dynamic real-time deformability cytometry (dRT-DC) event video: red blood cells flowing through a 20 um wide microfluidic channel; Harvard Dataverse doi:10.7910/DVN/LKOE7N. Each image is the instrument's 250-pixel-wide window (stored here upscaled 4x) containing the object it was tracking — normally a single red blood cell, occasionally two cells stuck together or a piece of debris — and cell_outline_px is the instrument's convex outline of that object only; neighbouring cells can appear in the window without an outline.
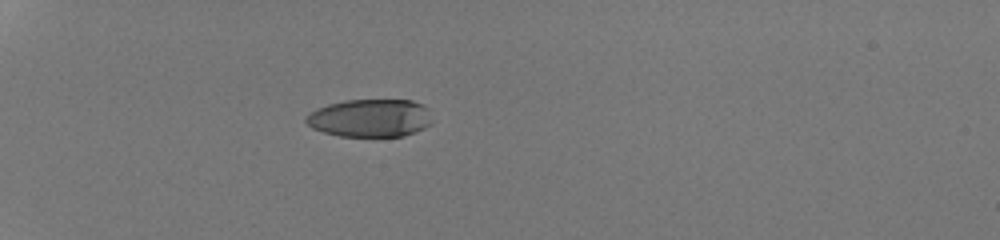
{"species": "human", "species_latin": "Homo sapiens", "temperature_condition": "room temperature", "stored_images_in_passage": 34, "camera_frame_rate_fps": 3000, "um_per_image_px": 0.085, "donor": {"sex": "male"}, "frame": {"image": 1, "passage_image": 1, "time_ms": 0.0, "image_size_px": [1000, 240], "cell_outline_px": [[432, 124], [416, 132], [404, 136], [340, 136], [324, 132], [312, 128], [304, 120], [304, 116], [308, 112], [316, 108], [328, 104], [344, 100], [412, 100], [424, 104], [428, 108], [432, 120]], "centroid_in_image_um": [31.47, 10.02], "position_along_channel_um": 53.5, "area_um2": 28.26}}
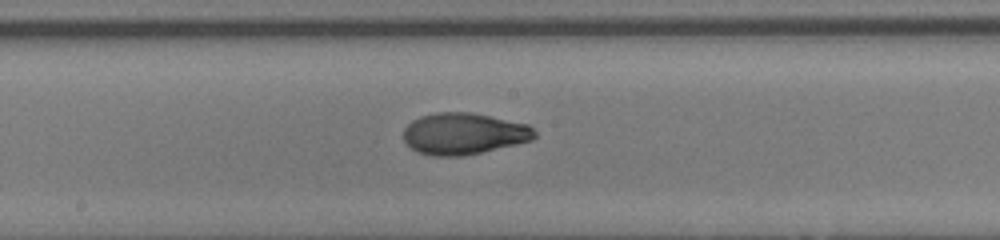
{"frame": {"image": 2, "passage_image": 15, "time_ms": 4.667, "image_size_px": [1000, 240], "cell_outline_px": [[536, 136], [532, 140], [516, 144], [464, 156], [432, 156], [416, 152], [404, 140], [404, 128], [412, 120], [420, 116], [436, 112], [472, 112], [528, 124], [536, 132]], "centroid_in_image_um": [39.41, 11.36], "position_along_channel_um": 208.8, "area_um2": 31.85}}
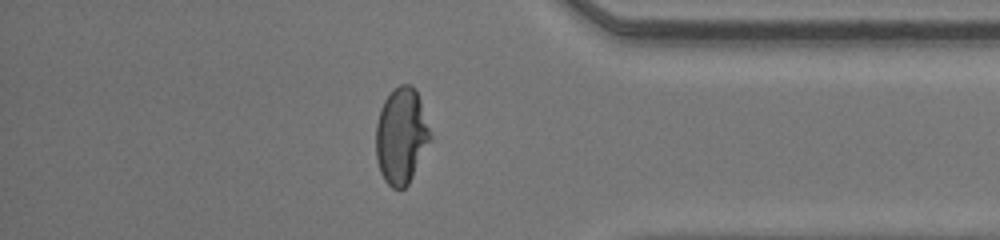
{"frame": {"image": 3, "passage_image": 29, "time_ms": 9.333, "image_size_px": [1000, 240], "cell_outline_px": [[432, 140], [408, 184], [404, 188], [392, 188], [384, 180], [380, 172], [376, 160], [376, 124], [380, 108], [384, 100], [400, 84], [412, 84], [416, 88], [432, 136]], "centroid_in_image_um": [34.11, 11.55], "position_along_channel_um": 401.1, "area_um2": 30.58}, "authors_computed_cell_mechanics": {"area_um2": 30.9808, "velocity_mm_per_s": 4.3276, "shape_relaxation_time_tau1_ms": 9.004, "shape_relaxation_time_tau2_ms": 0.82, "deformation_change_tau1": 0.3817, "deformation_change_tau2": 0.0506}}